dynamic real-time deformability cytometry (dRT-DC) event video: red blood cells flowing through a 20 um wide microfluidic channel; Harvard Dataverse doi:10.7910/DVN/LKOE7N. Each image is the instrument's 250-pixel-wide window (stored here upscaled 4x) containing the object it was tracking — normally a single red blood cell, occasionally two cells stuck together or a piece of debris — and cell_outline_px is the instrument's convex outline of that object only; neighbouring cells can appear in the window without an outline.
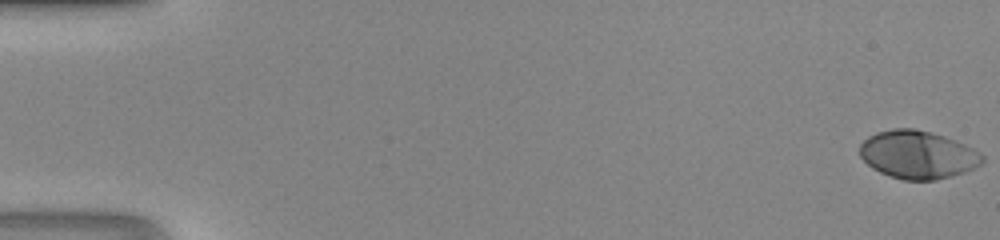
{"species": "human", "species_latin": "Homo sapiens", "temperature_condition": "room temperature", "stored_images_in_passage": 48, "camera_frame_rate_fps": 3000, "um_per_image_px": 0.085, "donor": {"sex": "male"}, "frame": {"image": 1, "passage_image": 1, "time_ms": 0.0, "image_size_px": [1000, 240], "cell_outline_px": [[984, 160], [980, 164], [964, 172], [936, 180], [904, 180], [880, 172], [872, 168], [860, 156], [860, 144], [868, 136], [876, 132], [892, 128], [916, 128], [932, 132], [944, 136], [964, 144], [980, 152], [984, 156]], "centroid_in_image_um": [77.99, 13.13], "position_along_channel_um": 7.0, "area_um2": 34.22}}
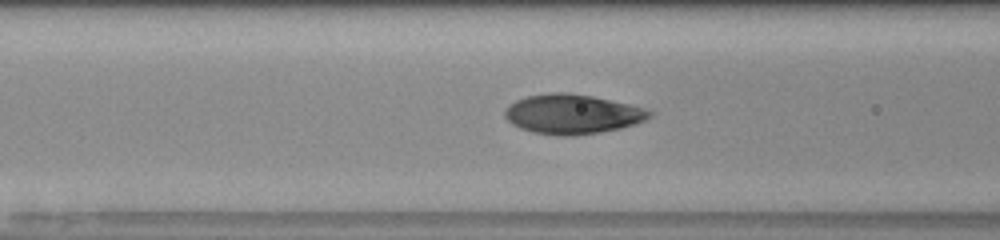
{"frame": {"image": 2, "passage_image": 21, "time_ms": 6.667, "image_size_px": [1000, 240], "cell_outline_px": [[656, 112], [652, 116], [636, 124], [620, 128], [600, 132], [572, 136], [556, 136], [532, 132], [520, 128], [512, 124], [504, 116], [504, 108], [508, 104], [516, 100], [528, 96], [552, 92], [568, 92], [592, 96], [628, 104], [644, 108]], "centroid_in_image_um": [48.63, 9.7], "position_along_channel_um": 118.0, "area_um2": 33.58}}
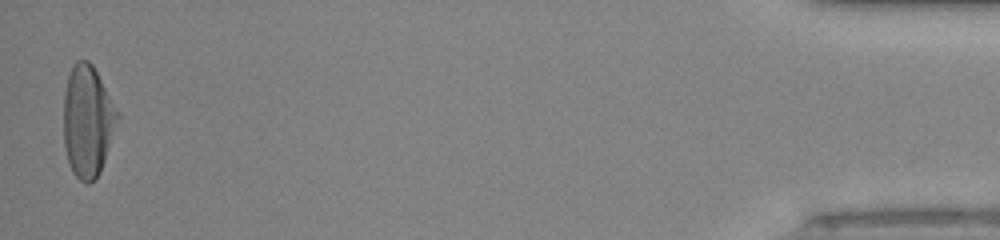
{"frame": {"image": 3, "passage_image": 48, "time_ms": 15.667, "image_size_px": [1000, 240], "cell_outline_px": [[120, 116], [100, 172], [88, 184], [80, 180], [72, 172], [68, 164], [64, 148], [64, 92], [68, 76], [72, 64], [76, 60], [88, 60], [92, 64], [120, 112]], "centroid_in_image_um": [7.45, 10.27], "position_along_channel_um": 427.8, "area_um2": 35.26}}